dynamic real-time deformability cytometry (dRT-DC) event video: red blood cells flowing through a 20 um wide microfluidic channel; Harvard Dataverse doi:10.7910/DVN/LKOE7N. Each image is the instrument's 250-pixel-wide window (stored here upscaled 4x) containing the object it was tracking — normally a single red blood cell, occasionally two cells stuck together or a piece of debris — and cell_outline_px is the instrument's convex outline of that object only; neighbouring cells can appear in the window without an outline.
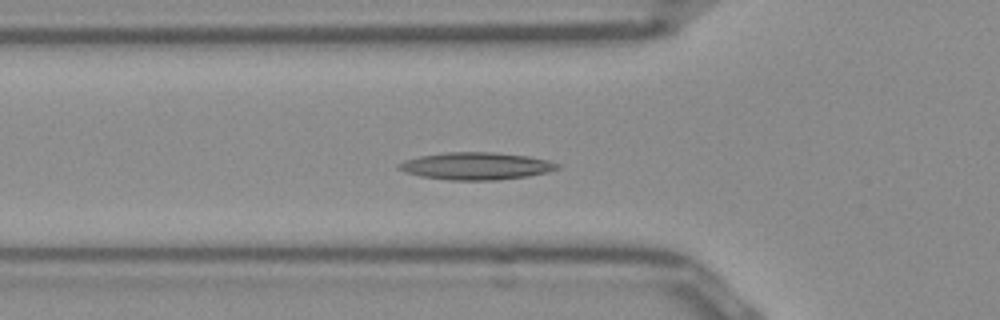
{"species": "Egyptian fruit bat (a non-hibernating species)", "species_latin": "Rousettus aegyptiacus", "temperature_condition": "room temperature", "stored_images_in_passage": 51, "camera_frame_rate_fps": 3000, "um_per_image_px": 0.085, "frame": {"image": 1, "passage_image": 16, "time_ms": 5.0, "image_size_px": [1000, 320], "cell_outline_px": [[560, 168], [548, 172], [528, 176], [496, 180], [448, 180], [420, 176], [396, 168], [396, 164], [404, 160], [420, 156], [448, 152], [492, 152], [528, 156], [548, 160], [560, 164]], "centroid_in_image_um": [40.48, 14.11], "position_along_channel_um": 85.3, "area_um2": 25.26}}
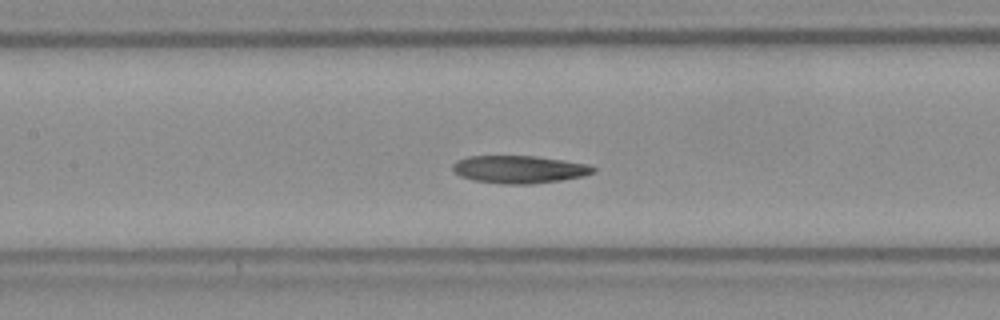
{"frame": {"image": 2, "passage_image": 22, "time_ms": 7.0, "image_size_px": [1000, 320], "cell_outline_px": [[596, 172], [584, 176], [560, 180], [532, 184], [504, 184], [476, 180], [460, 176], [452, 168], [452, 164], [456, 160], [468, 156], [536, 156], [564, 160], [588, 164], [596, 168]], "centroid_in_image_um": [44.16, 14.39], "position_along_channel_um": 163.2, "area_um2": 22.66}}
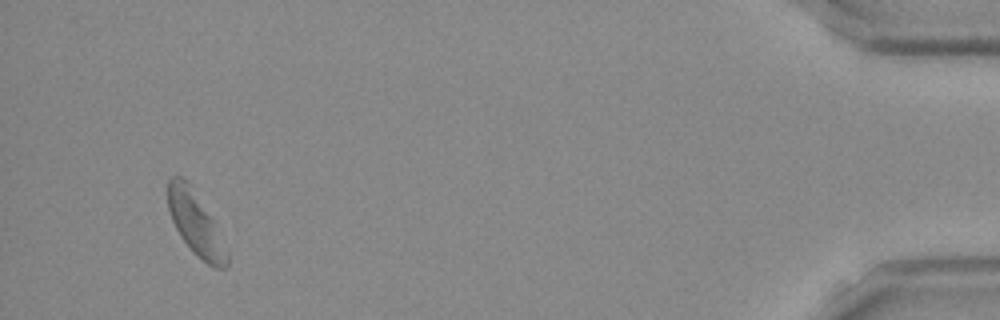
{"frame": {"image": 3, "passage_image": 48, "time_ms": 15.667, "image_size_px": [1000, 320], "cell_outline_px": [[228, 268], [216, 268], [208, 264], [184, 240], [176, 228], [172, 220], [168, 208], [168, 180], [172, 176], [180, 176], [184, 180], [212, 220], [228, 252]], "centroid_in_image_um": [16.62, 19.04], "position_along_channel_um": 418.6, "area_um2": 20.29}, "authors_computed_cell_mechanics": {"area_um2": 23.0622, "velocity_mm_per_s": 3.8605, "shape_relaxation_time_tau1_ms": null, "shape_relaxation_time_tau2_ms": 6.5256, "deformation_change_tau1": null, "deformation_change_tau2": 0.1527}}